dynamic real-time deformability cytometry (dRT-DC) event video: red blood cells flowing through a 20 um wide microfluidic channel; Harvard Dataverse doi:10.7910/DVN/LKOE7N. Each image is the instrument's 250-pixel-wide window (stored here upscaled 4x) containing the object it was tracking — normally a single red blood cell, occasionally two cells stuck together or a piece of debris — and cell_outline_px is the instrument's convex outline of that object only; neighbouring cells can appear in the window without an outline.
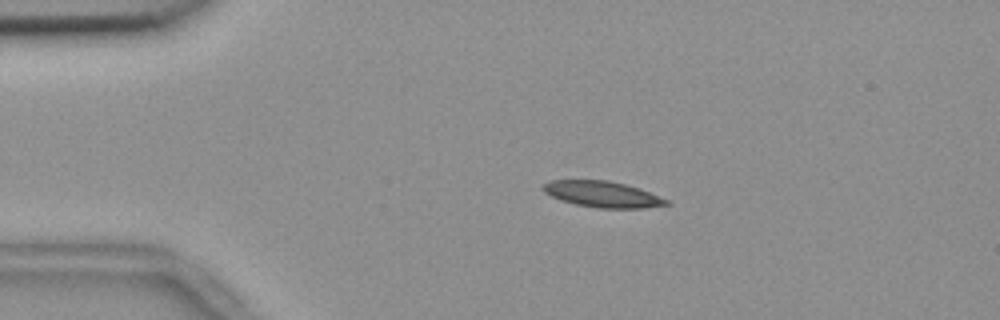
{"species": "common noctule bat (a hibernating species)", "species_latin": "Nyctalus noctula", "temperature_condition": "room temperature", "stored_images_in_passage": 55, "camera_frame_rate_fps": 3000, "um_per_image_px": 0.085, "animal": {"sex": "female", "body_mass_g": 18.4}, "frame": {"image": 1, "passage_image": 11, "time_ms": 3.333, "image_size_px": [1000, 320], "cell_outline_px": [[672, 204], [644, 208], [596, 208], [576, 204], [560, 200], [544, 192], [540, 188], [544, 184], [552, 180], [608, 180], [640, 188], [668, 200]], "centroid_in_image_um": [51.21, 16.51], "position_along_channel_um": 33.8, "area_um2": 18.73}}
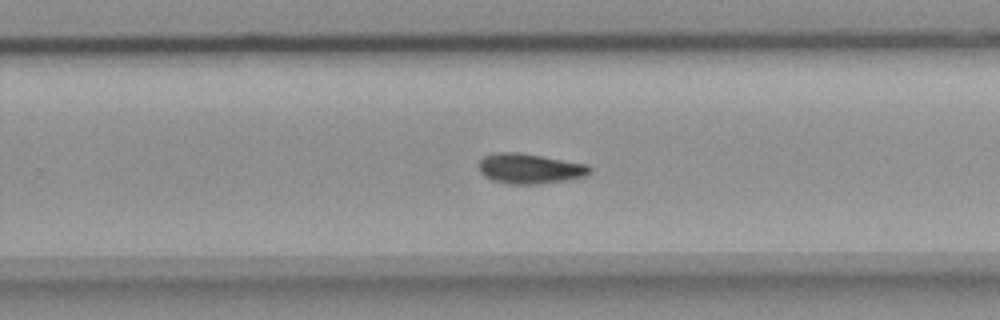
{"frame": {"image": 2, "passage_image": 35, "time_ms": 11.333, "image_size_px": [1000, 320], "cell_outline_px": [[592, 172], [584, 176], [572, 180], [536, 184], [508, 184], [492, 180], [484, 176], [480, 172], [476, 164], [484, 156], [496, 152], [516, 152], [588, 164], [592, 168]], "centroid_in_image_um": [45.02, 14.34], "position_along_channel_um": 284.8, "area_um2": 19.71}}
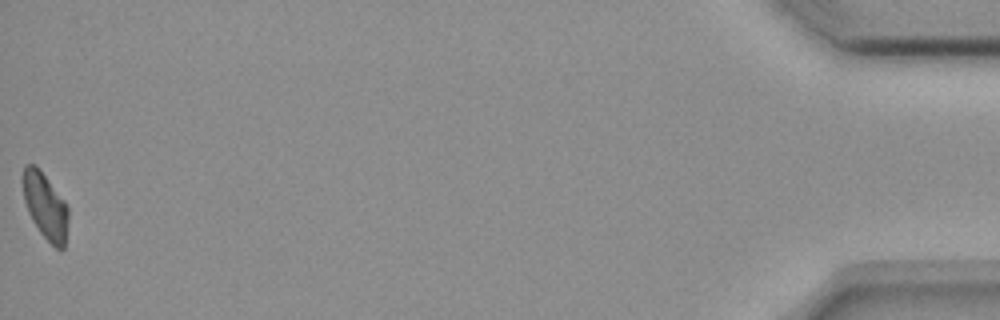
{"frame": {"image": 3, "passage_image": 55, "time_ms": 18.0, "image_size_px": [1000, 320], "cell_outline_px": [[68, 220], [64, 248], [60, 252], [40, 232], [32, 220], [28, 212], [24, 200], [20, 180], [20, 176], [24, 164], [36, 164], [68, 204]], "centroid_in_image_um": [3.82, 17.45], "position_along_channel_um": 431.4, "area_um2": 18.03}}